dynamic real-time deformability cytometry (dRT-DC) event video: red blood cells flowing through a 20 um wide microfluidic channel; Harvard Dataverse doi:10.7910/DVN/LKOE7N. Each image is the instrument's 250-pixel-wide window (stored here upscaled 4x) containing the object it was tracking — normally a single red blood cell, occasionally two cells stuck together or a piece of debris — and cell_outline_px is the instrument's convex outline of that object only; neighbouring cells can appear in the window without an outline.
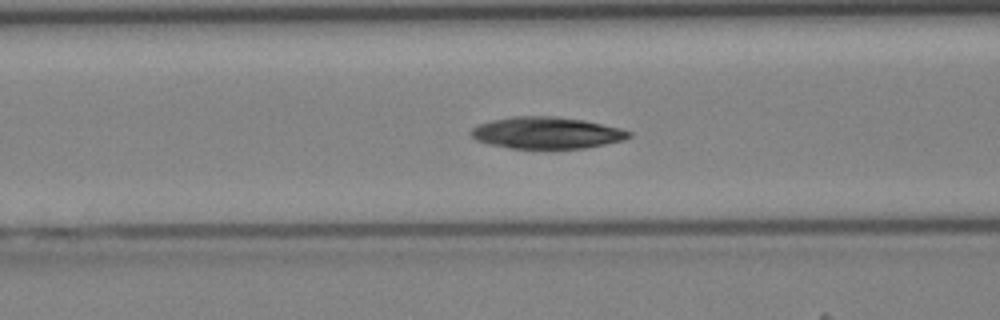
{"species": "Egyptian fruit bat (a non-hibernating species)", "species_latin": "Rousettus aegyptiacus", "temperature_condition": "cold", "stored_images_in_passage": 34, "camera_frame_rate_fps": 3000, "um_per_image_px": 0.085, "animal": {"sex": "female"}, "frame": {"image": 1, "passage_image": 11, "time_ms": 3.333, "image_size_px": [1000, 320], "cell_outline_px": [[632, 136], [624, 140], [584, 148], [512, 148], [488, 144], [476, 140], [472, 136], [472, 128], [480, 124], [492, 120], [512, 116], [556, 116], [584, 120], [620, 128], [632, 132]], "centroid_in_image_um": [46.48, 11.28], "position_along_channel_um": 120.1, "area_um2": 29.02}}
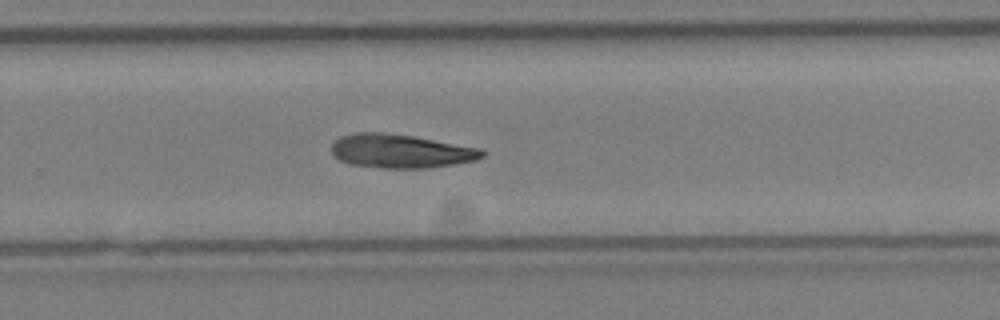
{"frame": {"image": 2, "passage_image": 22, "time_ms": 7.0, "image_size_px": [1000, 320], "cell_outline_px": [[484, 156], [476, 160], [428, 168], [384, 168], [348, 164], [332, 156], [332, 144], [340, 136], [356, 132], [384, 132], [412, 136], [480, 148], [484, 152]], "centroid_in_image_um": [34.01, 12.84], "position_along_channel_um": 295.8, "area_um2": 29.59}}
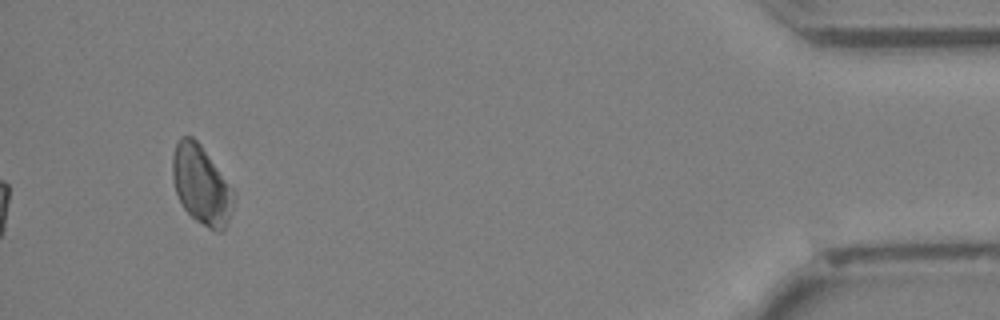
{"frame": {"image": 3, "passage_image": 34, "time_ms": 11.0, "image_size_px": [1000, 320], "cell_outline_px": [[236, 196], [228, 224], [224, 232], [216, 232], [208, 228], [196, 220], [184, 208], [176, 192], [172, 180], [172, 156], [176, 144], [180, 136], [192, 136], [200, 144], [236, 192]], "centroid_in_image_um": [17.14, 15.75], "position_along_channel_um": 418.1, "area_um2": 28.38}}